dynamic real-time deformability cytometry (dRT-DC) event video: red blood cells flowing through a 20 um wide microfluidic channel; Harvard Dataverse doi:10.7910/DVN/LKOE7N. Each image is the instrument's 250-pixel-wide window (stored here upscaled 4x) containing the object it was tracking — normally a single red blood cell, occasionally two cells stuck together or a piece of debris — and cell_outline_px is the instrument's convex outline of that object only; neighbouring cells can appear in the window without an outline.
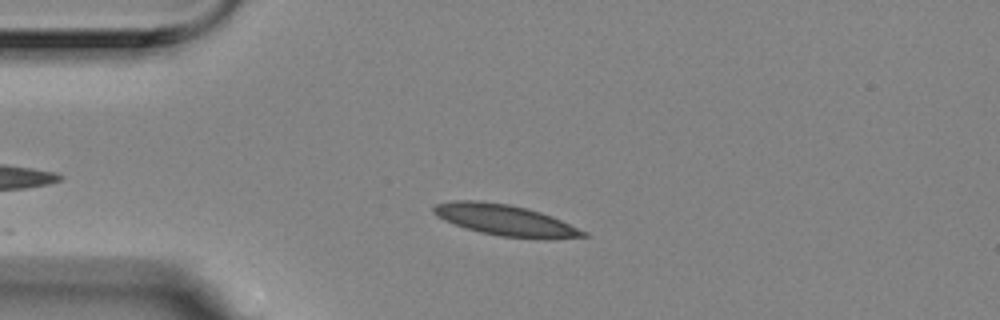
{"species": "Egyptian fruit bat (a non-hibernating species)", "species_latin": "Rousettus aegyptiacus", "temperature_condition": "room temperature", "stored_images_in_passage": 5, "camera_frame_rate_fps": 3000, "um_per_image_px": 0.085, "animal": {"sex": "female"}, "frame": {"image": 1, "passage_image": 4, "time_ms": 1.0, "image_size_px": [1000, 320], "cell_outline_px": [[588, 236], [552, 240], [544, 240], [500, 236], [480, 232], [464, 228], [444, 220], [436, 216], [432, 212], [432, 208], [436, 204], [456, 200], [476, 200], [508, 204], [528, 208], [552, 216], [588, 232]], "centroid_in_image_um": [42.98, 18.73], "position_along_channel_um": 42.0, "area_um2": 27.46}}